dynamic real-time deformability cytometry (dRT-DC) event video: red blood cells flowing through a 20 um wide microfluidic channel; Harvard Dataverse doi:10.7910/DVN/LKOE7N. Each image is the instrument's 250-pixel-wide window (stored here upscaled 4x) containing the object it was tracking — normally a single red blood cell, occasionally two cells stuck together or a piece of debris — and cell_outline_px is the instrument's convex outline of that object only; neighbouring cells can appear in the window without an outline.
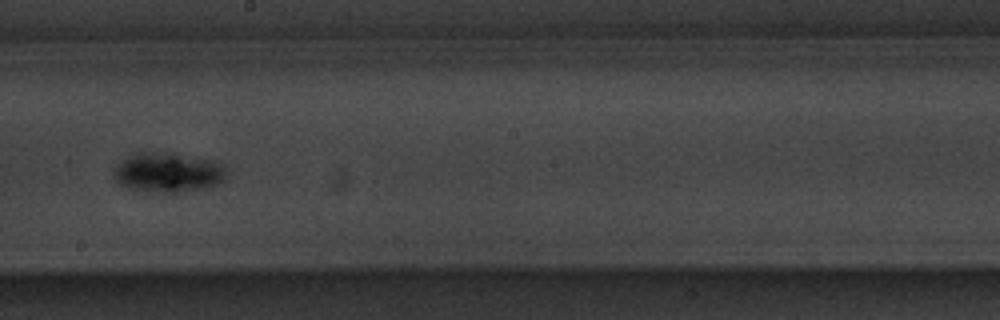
{"species": "common noctule bat (a hibernating species)", "species_latin": "Nyctalus noctula", "temperature_condition": "warm", "stored_images_in_passage": 20, "camera_frame_rate_fps": 3000, "um_per_image_px": 0.085, "animal": {"sex": "male", "body_mass_g": 20.1, "forearm_length_mm": 53.5}, "frame": {"image": 1, "passage_image": 17, "time_ms": 5.333, "image_size_px": [1000, 320], "cell_outline_px": [[224, 180], [216, 184], [204, 188], [184, 192], [160, 192], [132, 188], [120, 184], [116, 180], [116, 164], [132, 156], [144, 152], [176, 152], [212, 160], [224, 168]], "centroid_in_image_um": [14.32, 14.64], "position_along_channel_um": 233.9, "area_um2": 25.43}}